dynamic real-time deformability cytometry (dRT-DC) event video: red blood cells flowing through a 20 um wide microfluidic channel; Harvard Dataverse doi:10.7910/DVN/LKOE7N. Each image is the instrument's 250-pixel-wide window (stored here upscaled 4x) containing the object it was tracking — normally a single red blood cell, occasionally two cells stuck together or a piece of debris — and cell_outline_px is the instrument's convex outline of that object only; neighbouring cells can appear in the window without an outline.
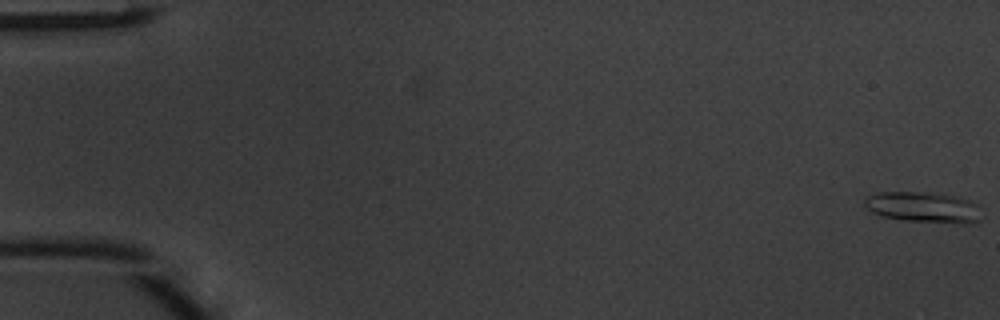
{"species": "common noctule bat (a hibernating species)", "species_latin": "Nyctalus noctula", "temperature_condition": "warm", "stored_images_in_passage": 16, "camera_frame_rate_fps": 3000, "um_per_image_px": 0.085, "animal": {"sex": "male", "body_mass_g": 20.1, "forearm_length_mm": 53.5}, "frame": {"image": 1, "passage_image": 1, "time_ms": 0.0, "image_size_px": [1000, 320], "cell_outline_px": [[980, 220], [968, 224], [960, 224], [904, 220], [880, 216], [864, 208], [864, 196], [880, 192], [924, 192], [956, 196], [968, 200], [976, 204]], "centroid_in_image_um": [78.42, 17.62], "position_along_channel_um": 6.6, "area_um2": 21.04}}